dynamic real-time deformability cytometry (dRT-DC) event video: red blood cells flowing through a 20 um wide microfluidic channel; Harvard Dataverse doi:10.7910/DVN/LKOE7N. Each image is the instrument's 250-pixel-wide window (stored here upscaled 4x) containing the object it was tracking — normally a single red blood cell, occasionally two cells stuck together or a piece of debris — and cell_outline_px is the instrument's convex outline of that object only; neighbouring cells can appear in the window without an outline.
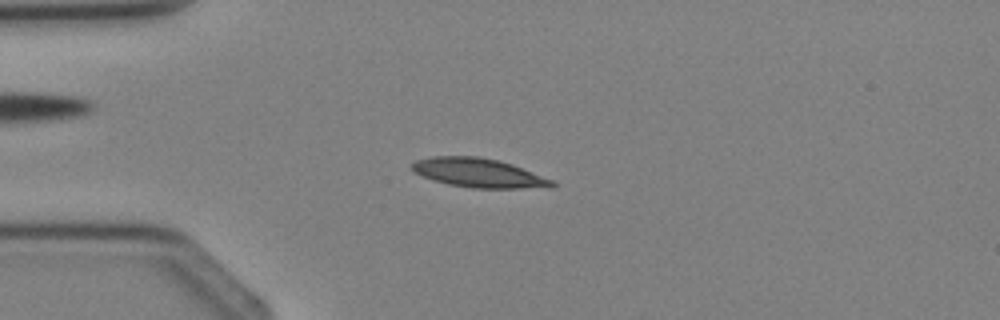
{"species": "Egyptian fruit bat (a non-hibernating species)", "species_latin": "Rousettus aegyptiacus", "temperature_condition": "cold", "stored_images_in_passage": 2, "camera_frame_rate_fps": 3000, "um_per_image_px": 0.085, "animal": {"sex": "female"}, "frame": {"image": 1, "passage_image": 2, "time_ms": 1.0, "image_size_px": [1000, 320], "cell_outline_px": [[556, 184], [552, 188], [472, 188], [448, 184], [432, 180], [412, 172], [412, 164], [416, 160], [432, 156], [480, 156], [500, 160], [512, 164], [552, 180]], "centroid_in_image_um": [40.67, 14.69], "position_along_channel_um": 44.3, "area_um2": 23.87}}